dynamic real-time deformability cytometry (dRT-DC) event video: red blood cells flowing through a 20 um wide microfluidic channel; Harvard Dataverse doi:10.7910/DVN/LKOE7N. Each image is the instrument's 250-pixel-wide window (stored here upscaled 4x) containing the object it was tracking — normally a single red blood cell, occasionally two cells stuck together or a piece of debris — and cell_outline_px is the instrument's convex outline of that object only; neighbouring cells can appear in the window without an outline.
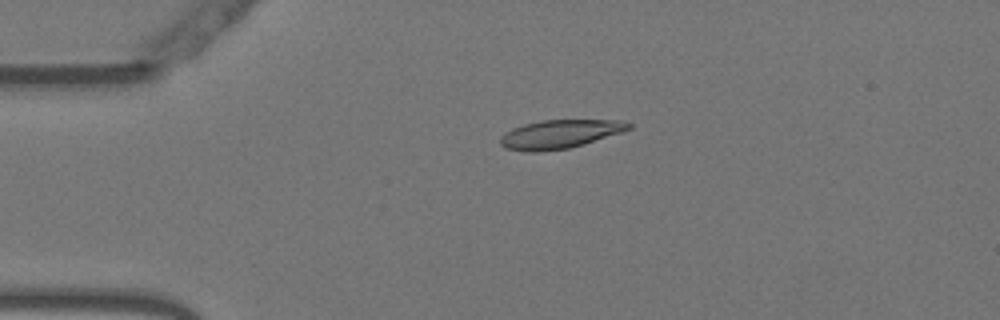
{"species": "Egyptian fruit bat (a non-hibernating species)", "species_latin": "Rousettus aegyptiacus", "temperature_condition": "warm", "stored_images_in_passage": 44, "camera_frame_rate_fps": 3000, "um_per_image_px": 0.085, "animal": {"sex": "female"}, "frame": {"image": 1, "passage_image": 2, "time_ms": 0.333, "image_size_px": [1000, 320], "cell_outline_px": [[632, 128], [584, 144], [568, 148], [540, 152], [524, 152], [504, 148], [500, 144], [500, 136], [512, 128], [524, 124], [540, 120], [620, 120], [632, 124]], "centroid_in_image_um": [47.53, 11.4], "position_along_channel_um": 37.5, "area_um2": 21.44}}
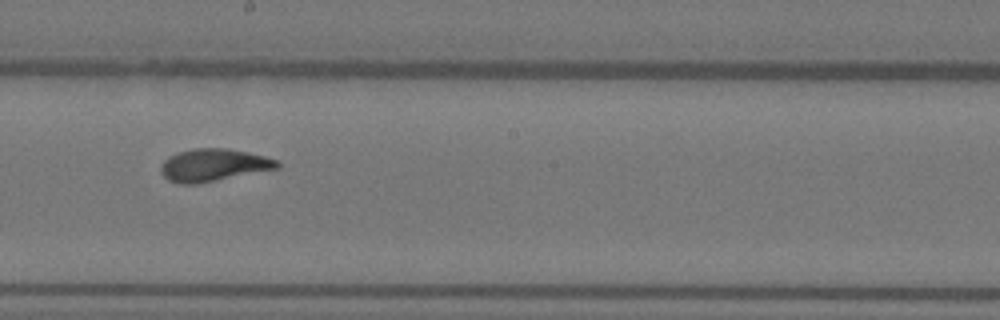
{"frame": {"image": 2, "passage_image": 20, "time_ms": 6.333, "image_size_px": [1000, 320], "cell_outline_px": [[280, 168], [196, 184], [176, 184], [168, 180], [160, 172], [160, 168], [164, 160], [168, 156], [192, 148], [224, 148], [264, 156], [280, 160]], "centroid_in_image_um": [18.13, 14.04], "position_along_channel_um": 230.1, "area_um2": 22.02}}
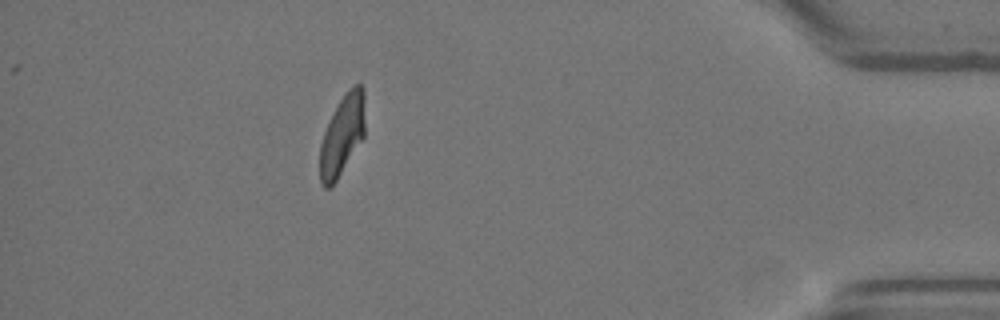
{"frame": {"image": 3, "passage_image": 38, "time_ms": 12.333, "image_size_px": [1000, 320], "cell_outline_px": [[364, 136], [332, 188], [324, 188], [320, 184], [320, 144], [324, 132], [340, 100], [348, 88], [352, 84], [360, 84], [364, 88]], "centroid_in_image_um": [29.09, 11.51], "position_along_channel_um": 406.1, "area_um2": 21.04}, "authors_computed_cell_mechanics": {"area_um2": 21.6172, "velocity_mm_per_s": 3.7799, "shape_relaxation_time_tau1_ms": 3.951, "shape_relaxation_time_tau2_ms": 0.9199, "deformation_change_tau1": 0.1837, "deformation_change_tau2": 0.0622}}